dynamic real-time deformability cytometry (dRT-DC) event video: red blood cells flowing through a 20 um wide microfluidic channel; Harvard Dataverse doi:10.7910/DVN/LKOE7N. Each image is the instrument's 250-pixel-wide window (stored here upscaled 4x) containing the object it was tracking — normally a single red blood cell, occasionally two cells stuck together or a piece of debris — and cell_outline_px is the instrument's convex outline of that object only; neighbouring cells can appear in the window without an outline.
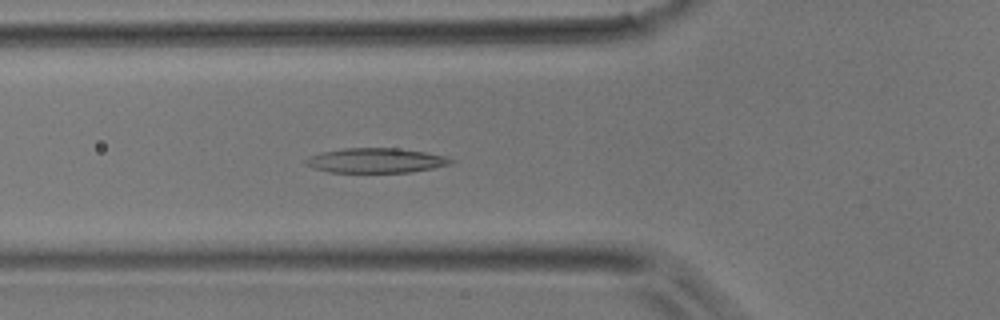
{"species": "common noctule bat (a hibernating species)", "species_latin": "Nyctalus noctula", "temperature_condition": "room temperature", "stored_images_in_passage": 36, "camera_frame_rate_fps": 3000, "um_per_image_px": 0.085, "animal": {"sex": "male", "body_mass_g": 17.9}, "frame": {"image": 1, "passage_image": 6, "time_ms": 1.667, "image_size_px": [1000, 320], "cell_outline_px": [[456, 160], [452, 164], [412, 172], [328, 172], [304, 164], [304, 160], [312, 156], [324, 152], [344, 148], [396, 148], [424, 152], [444, 156]], "centroid_in_image_um": [31.99, 13.64], "position_along_channel_um": 93.8, "area_um2": 20.69}}
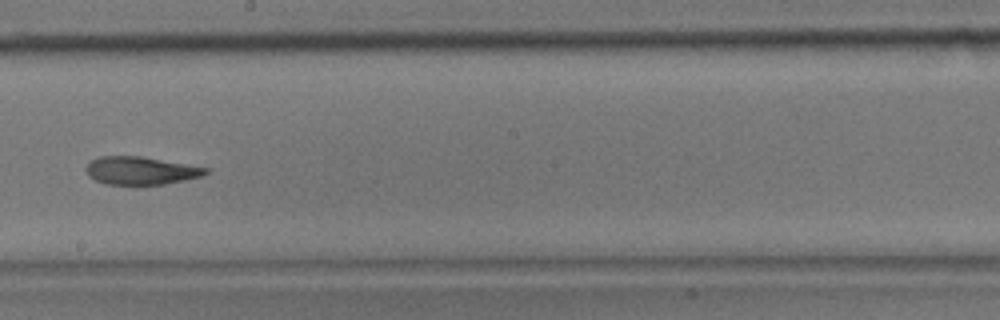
{"frame": {"image": 2, "passage_image": 16, "time_ms": 5.0, "image_size_px": [1000, 320], "cell_outline_px": [[208, 172], [200, 176], [184, 180], [164, 184], [104, 184], [88, 176], [88, 164], [92, 160], [100, 156], [140, 156], [208, 168]], "centroid_in_image_um": [11.95, 14.5], "position_along_channel_um": 236.2, "area_um2": 19.02}}
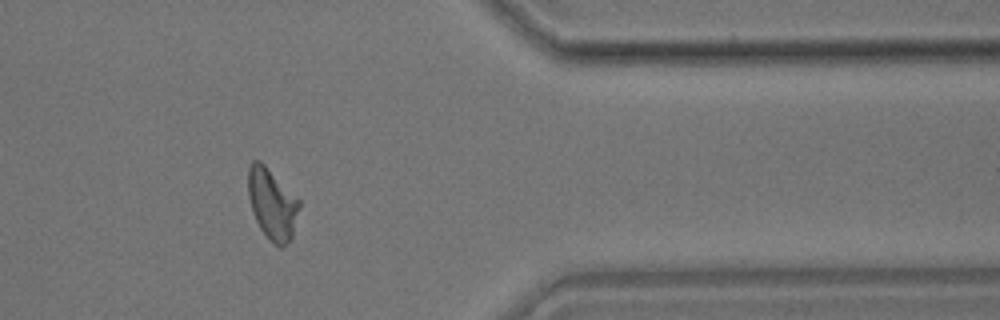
{"frame": {"image": 3, "passage_image": 28, "time_ms": 9.0, "image_size_px": [1000, 320], "cell_outline_px": [[300, 208], [292, 240], [280, 248], [260, 228], [252, 212], [248, 196], [248, 168], [252, 160], [260, 160], [300, 200]], "centroid_in_image_um": [23.15, 17.32], "position_along_channel_um": 388.3, "area_um2": 21.1}}